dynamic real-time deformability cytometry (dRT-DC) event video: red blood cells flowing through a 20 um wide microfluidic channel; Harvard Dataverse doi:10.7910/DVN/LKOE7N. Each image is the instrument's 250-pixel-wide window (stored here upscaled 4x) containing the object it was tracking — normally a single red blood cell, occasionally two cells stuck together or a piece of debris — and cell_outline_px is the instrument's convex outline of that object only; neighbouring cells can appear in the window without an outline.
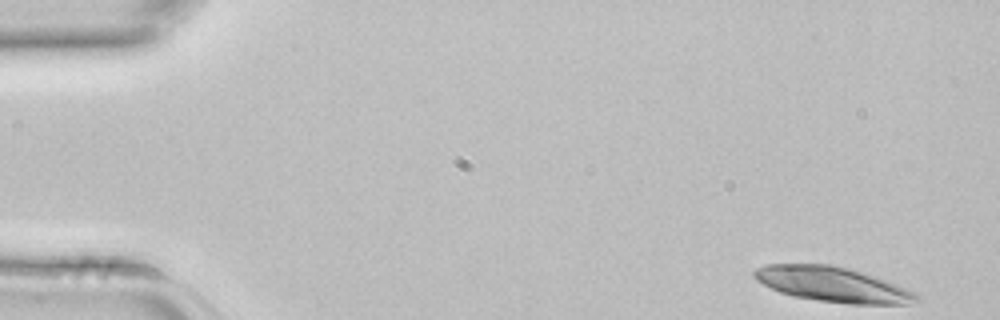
{"species": "common noctule bat (a hibernating species)", "species_latin": "Nyctalus noctula", "temperature_condition": "room temperature", "stored_images_in_passage": 2, "segment_of_instrument_passage": [2, 2], "camera_frame_rate_fps": 3000, "um_per_image_px": 0.085, "animal": {"sex": "female", "body_mass_g": 22.7, "forearm_length_mm": 54.2}, "frame": {"image": 1, "passage_image": 2, "time_ms": 0.333, "image_size_px": [1000, 320], "cell_outline_px": [[920, 300], [904, 304], [848, 304], [792, 296], [780, 292], [756, 280], [752, 272], [756, 268], [764, 264], [832, 264], [864, 272], [876, 276], [916, 292], [920, 296]], "centroid_in_image_um": [70.79, 24.16], "position_along_channel_um": 14.2, "area_um2": 33.18}}